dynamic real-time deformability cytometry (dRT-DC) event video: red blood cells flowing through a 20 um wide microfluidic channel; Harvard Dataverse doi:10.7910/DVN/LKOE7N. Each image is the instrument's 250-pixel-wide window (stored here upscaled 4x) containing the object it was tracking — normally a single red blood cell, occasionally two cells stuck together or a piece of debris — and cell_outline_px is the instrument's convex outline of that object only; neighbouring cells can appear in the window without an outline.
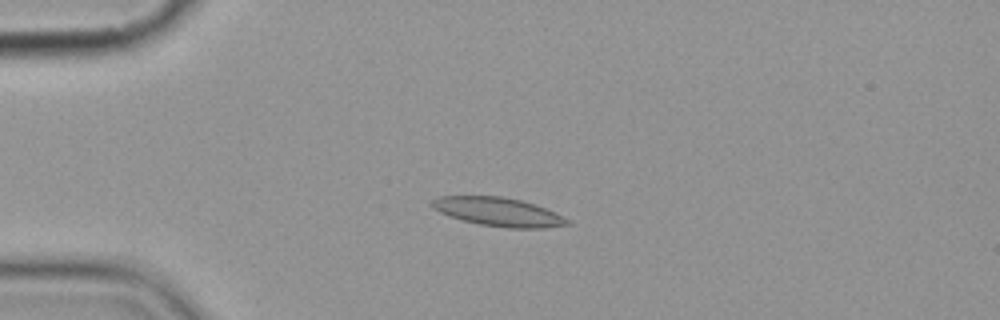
{"species": "common noctule bat (a hibernating species)", "species_latin": "Nyctalus noctula", "temperature_condition": "cold", "stored_images_in_passage": 6, "camera_frame_rate_fps": 3000, "um_per_image_px": 0.085, "animal": {"sex": "female", "body_mass_g": 19.9}, "frame": {"image": 1, "passage_image": 5, "time_ms": 4.667, "image_size_px": [1000, 320], "cell_outline_px": [[572, 224], [544, 228], [508, 228], [480, 224], [460, 220], [448, 216], [432, 208], [432, 200], [440, 196], [500, 196], [520, 200], [544, 208], [572, 220]], "centroid_in_image_um": [42.36, 18.02], "position_along_channel_um": 42.6, "area_um2": 22.54}}